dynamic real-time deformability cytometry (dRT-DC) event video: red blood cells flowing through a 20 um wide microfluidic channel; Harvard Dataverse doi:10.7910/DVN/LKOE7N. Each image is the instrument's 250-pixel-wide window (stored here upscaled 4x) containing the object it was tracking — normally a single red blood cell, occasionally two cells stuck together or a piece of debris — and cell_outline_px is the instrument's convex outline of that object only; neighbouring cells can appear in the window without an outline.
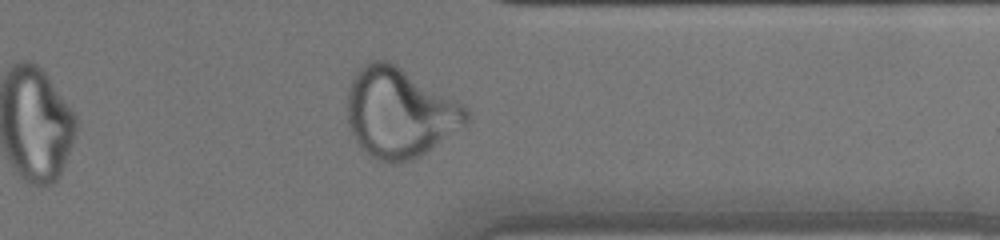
{"species": "human", "species_latin": "Homo sapiens", "temperature_condition": "warm", "stored_images_in_passage": 34, "camera_frame_rate_fps": 3000, "um_per_image_px": 0.085, "donor": {"sex": "female"}, "frame": {"image": 1, "passage_image": 29, "time_ms": 9.333, "image_size_px": [1000, 240], "cell_outline_px": [[472, 116], [468, 124], [420, 156], [412, 160], [396, 164], [388, 164], [376, 160], [356, 140], [348, 124], [348, 84], [352, 76], [360, 64], [372, 60], [388, 60], [396, 64], [464, 104], [468, 108]], "centroid_in_image_um": [33.99, 9.57], "position_along_channel_um": 377.4, "area_um2": 62.89}}